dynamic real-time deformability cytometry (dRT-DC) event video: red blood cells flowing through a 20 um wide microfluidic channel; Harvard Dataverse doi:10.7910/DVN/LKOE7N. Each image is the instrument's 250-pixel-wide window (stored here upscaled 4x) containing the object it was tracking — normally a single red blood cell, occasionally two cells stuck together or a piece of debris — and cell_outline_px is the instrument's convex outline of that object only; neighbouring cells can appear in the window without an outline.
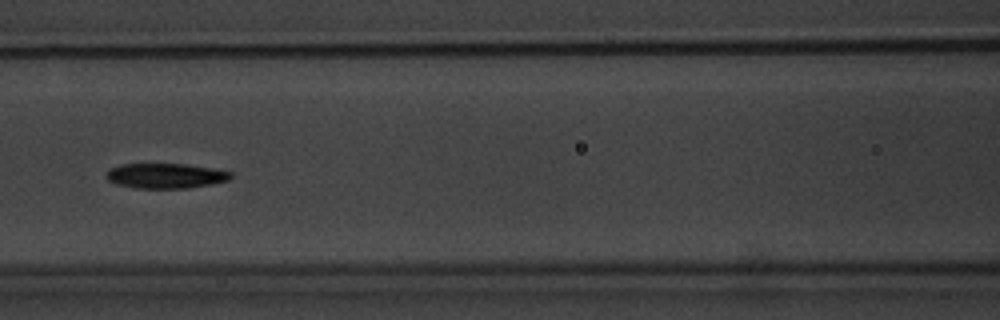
{"species": "common noctule bat (a hibernating species)", "species_latin": "Nyctalus noctula", "temperature_condition": "warm", "stored_images_in_passage": 4, "camera_frame_rate_fps": 3000, "um_per_image_px": 0.085, "animal": {"sex": "male", "body_mass_g": 20.1, "forearm_length_mm": 53.5}, "frame": {"image": 1, "passage_image": 3, "time_ms": 2.333, "image_size_px": [1000, 320], "cell_outline_px": [[232, 176], [228, 180], [212, 184], [188, 188], [136, 188], [116, 184], [108, 180], [104, 176], [108, 168], [120, 164], [184, 164], [212, 168], [232, 172]], "centroid_in_image_um": [14.03, 14.94], "position_along_channel_um": 152.6, "area_um2": 18.26}}